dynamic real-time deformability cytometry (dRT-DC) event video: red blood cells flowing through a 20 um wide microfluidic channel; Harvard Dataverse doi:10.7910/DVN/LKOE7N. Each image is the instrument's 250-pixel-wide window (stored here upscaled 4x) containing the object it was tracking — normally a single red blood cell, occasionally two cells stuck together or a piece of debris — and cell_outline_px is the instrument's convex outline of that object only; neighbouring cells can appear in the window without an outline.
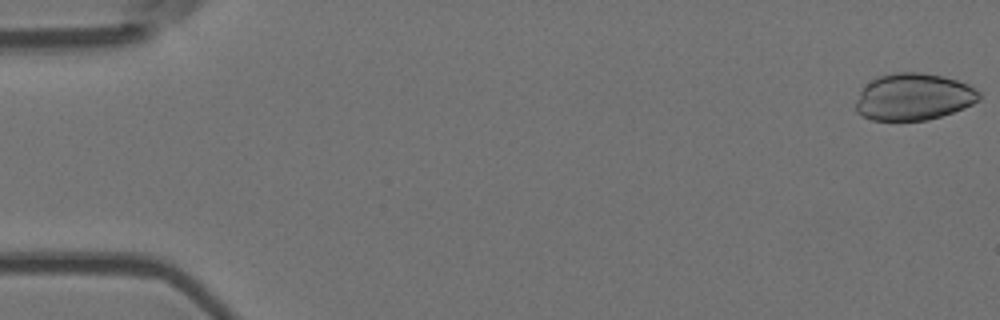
{"species": "Egyptian fruit bat (a non-hibernating species)", "species_latin": "Rousettus aegyptiacus", "temperature_condition": "room temperature", "stored_images_in_passage": 7, "camera_frame_rate_fps": 3000, "um_per_image_px": 0.085, "animal": {"sex": "female"}, "frame": {"image": 1, "passage_image": 1, "time_ms": 0.0, "image_size_px": [1000, 320], "cell_outline_px": [[980, 100], [964, 108], [928, 120], [872, 120], [856, 112], [856, 100], [860, 92], [876, 76], [896, 72], [920, 72], [944, 76], [968, 84], [980, 92]], "centroid_in_image_um": [77.67, 8.22], "position_along_channel_um": 7.3, "area_um2": 33.64}}
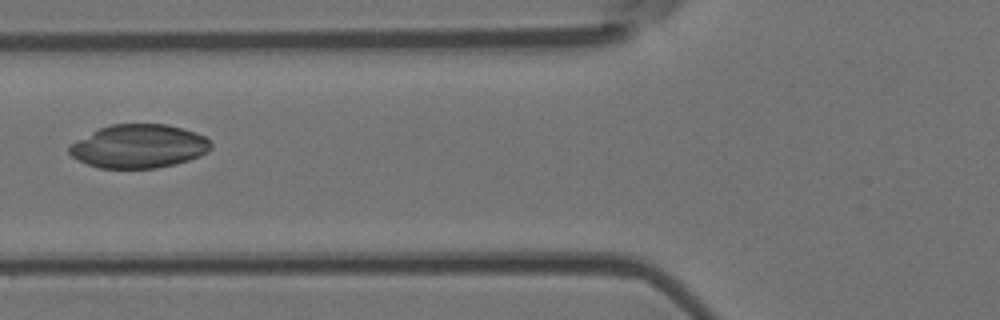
{"frame": {"image": 2, "passage_image": 6, "time_ms": 1.667, "image_size_px": [1000, 320], "cell_outline_px": [[212, 148], [208, 152], [200, 156], [176, 164], [156, 168], [100, 168], [88, 164], [72, 156], [68, 152], [68, 148], [76, 140], [100, 128], [112, 124], [168, 124], [196, 132], [204, 136], [212, 144]], "centroid_in_image_um": [11.83, 12.43], "position_along_channel_um": 114.0, "area_um2": 35.89}}
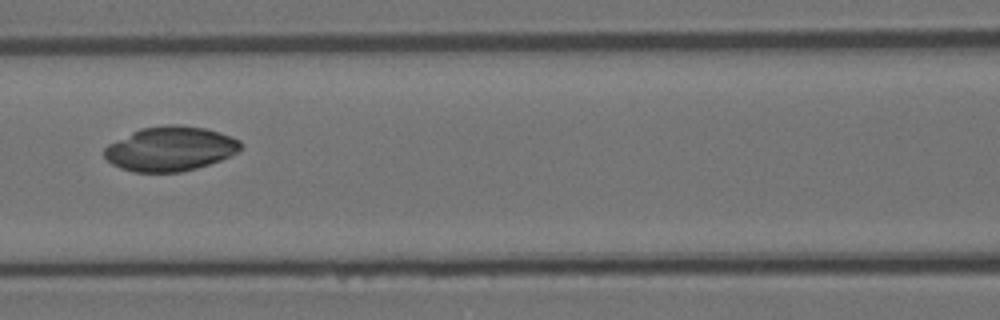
{"frame": {"image": 3, "passage_image": 7, "time_ms": 2.0, "image_size_px": [1000, 320], "cell_outline_px": [[244, 144], [236, 152], [220, 160], [196, 168], [180, 172], [132, 172], [120, 168], [112, 164], [104, 156], [104, 148], [108, 144], [140, 128], [168, 124], [176, 124], [204, 128], [220, 132], [232, 136], [240, 140]], "centroid_in_image_um": [14.46, 12.64], "position_along_channel_um": 152.1, "area_um2": 35.37}}